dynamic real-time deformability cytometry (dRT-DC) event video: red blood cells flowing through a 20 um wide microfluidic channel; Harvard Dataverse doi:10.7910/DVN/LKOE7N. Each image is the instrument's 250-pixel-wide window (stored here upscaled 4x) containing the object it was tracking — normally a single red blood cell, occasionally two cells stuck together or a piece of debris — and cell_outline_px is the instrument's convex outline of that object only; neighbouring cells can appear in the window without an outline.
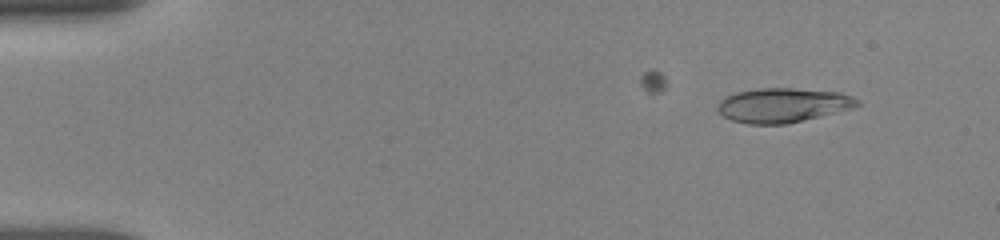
{"species": "human", "species_latin": "Homo sapiens", "temperature_condition": "room temperature", "stored_images_in_passage": 13, "camera_frame_rate_fps": 3000, "um_per_image_px": 0.085, "donor": {"sex": "female"}, "frame": {"image": 1, "passage_image": 2, "time_ms": 0.667, "image_size_px": [1000, 240], "cell_outline_px": [[860, 104], [856, 108], [788, 124], [748, 124], [732, 120], [724, 116], [716, 108], [716, 104], [724, 96], [736, 92], [756, 88], [792, 88], [840, 92], [852, 96], [860, 100]], "centroid_in_image_um": [66.57, 8.94], "position_along_channel_um": 18.4, "area_um2": 28.44}}
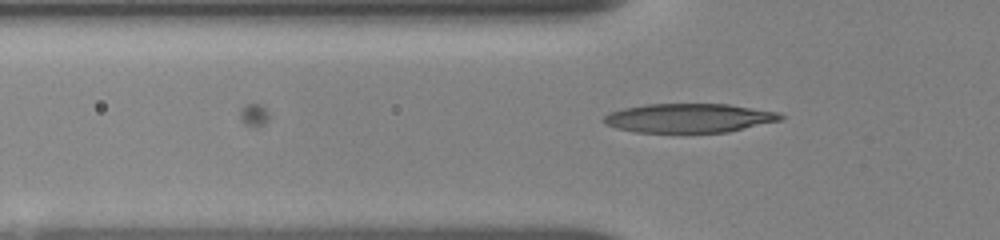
{"frame": {"image": 2, "passage_image": 13, "time_ms": 4.667, "image_size_px": [1000, 240], "cell_outline_px": [[784, 116], [780, 120], [728, 132], [636, 132], [616, 128], [604, 124], [600, 120], [608, 112], [624, 108], [644, 104], [728, 104], [780, 112]], "centroid_in_image_um": [58.52, 10.03], "position_along_channel_um": 67.3, "area_um2": 30.0}}